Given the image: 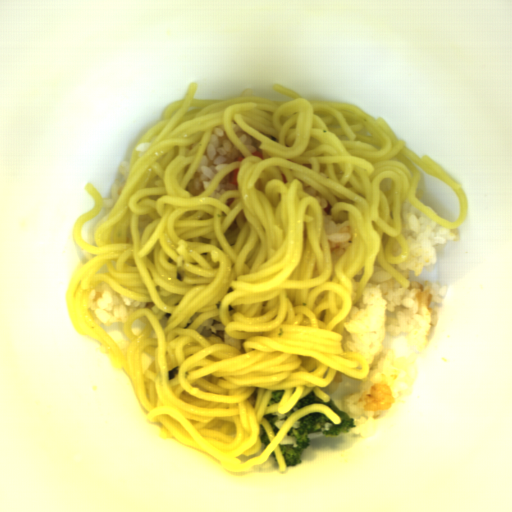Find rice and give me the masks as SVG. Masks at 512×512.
I'll use <instances>...</instances> for the list:
<instances>
[{
	"label": "rice",
	"mask_w": 512,
	"mask_h": 512,
	"mask_svg": "<svg viewBox=\"0 0 512 512\" xmlns=\"http://www.w3.org/2000/svg\"><path fill=\"white\" fill-rule=\"evenodd\" d=\"M409 253L401 263L390 264L406 281L423 269L438 263L440 247L459 242L460 228L442 227L415 208L409 200L402 203V231Z\"/></svg>",
	"instance_id": "obj_2"
},
{
	"label": "rice",
	"mask_w": 512,
	"mask_h": 512,
	"mask_svg": "<svg viewBox=\"0 0 512 512\" xmlns=\"http://www.w3.org/2000/svg\"><path fill=\"white\" fill-rule=\"evenodd\" d=\"M229 175L230 172L216 185L209 198H217L220 200L226 191L237 190V186L230 183Z\"/></svg>",
	"instance_id": "obj_8"
},
{
	"label": "rice",
	"mask_w": 512,
	"mask_h": 512,
	"mask_svg": "<svg viewBox=\"0 0 512 512\" xmlns=\"http://www.w3.org/2000/svg\"><path fill=\"white\" fill-rule=\"evenodd\" d=\"M232 126L235 136L245 146L249 154L258 151L263 155V152L259 146L261 143L260 140L256 139L255 137L251 136L246 131H244L233 119Z\"/></svg>",
	"instance_id": "obj_7"
},
{
	"label": "rice",
	"mask_w": 512,
	"mask_h": 512,
	"mask_svg": "<svg viewBox=\"0 0 512 512\" xmlns=\"http://www.w3.org/2000/svg\"><path fill=\"white\" fill-rule=\"evenodd\" d=\"M242 155V151L226 134L223 125L214 127L199 165L184 187L185 190L192 196L201 194L211 185L219 172Z\"/></svg>",
	"instance_id": "obj_3"
},
{
	"label": "rice",
	"mask_w": 512,
	"mask_h": 512,
	"mask_svg": "<svg viewBox=\"0 0 512 512\" xmlns=\"http://www.w3.org/2000/svg\"><path fill=\"white\" fill-rule=\"evenodd\" d=\"M303 191L315 198L323 209L325 235L332 254L343 255L352 239L350 222L336 223L328 199L307 182L303 184Z\"/></svg>",
	"instance_id": "obj_5"
},
{
	"label": "rice",
	"mask_w": 512,
	"mask_h": 512,
	"mask_svg": "<svg viewBox=\"0 0 512 512\" xmlns=\"http://www.w3.org/2000/svg\"><path fill=\"white\" fill-rule=\"evenodd\" d=\"M144 306L143 302L117 294L103 283L95 286L88 299L89 313L97 326L125 322L130 313Z\"/></svg>",
	"instance_id": "obj_4"
},
{
	"label": "rice",
	"mask_w": 512,
	"mask_h": 512,
	"mask_svg": "<svg viewBox=\"0 0 512 512\" xmlns=\"http://www.w3.org/2000/svg\"><path fill=\"white\" fill-rule=\"evenodd\" d=\"M129 167H130V162H124V163H121V165L118 169V174L120 177L118 180H114V182L112 184V197L105 198V200H104L106 215L109 213V211L112 209V207L117 202V200L126 184V180H127L128 173H129Z\"/></svg>",
	"instance_id": "obj_6"
},
{
	"label": "rice",
	"mask_w": 512,
	"mask_h": 512,
	"mask_svg": "<svg viewBox=\"0 0 512 512\" xmlns=\"http://www.w3.org/2000/svg\"><path fill=\"white\" fill-rule=\"evenodd\" d=\"M321 436H325V435H322L318 432H315V433H308L307 437H308V441L311 440V439H314V438H318V437H321Z\"/></svg>",
	"instance_id": "obj_9"
},
{
	"label": "rice",
	"mask_w": 512,
	"mask_h": 512,
	"mask_svg": "<svg viewBox=\"0 0 512 512\" xmlns=\"http://www.w3.org/2000/svg\"><path fill=\"white\" fill-rule=\"evenodd\" d=\"M408 284L404 288L376 262L346 319L342 349L362 356L369 376L359 381L336 373L330 385L319 387L354 420L353 428L345 434L364 439L373 436L378 421L390 417L414 386L416 358L395 355L393 349L384 347V338L403 335L408 345L425 350L429 331L438 323L430 303L441 304L448 286L419 279Z\"/></svg>",
	"instance_id": "obj_1"
}]
</instances>
